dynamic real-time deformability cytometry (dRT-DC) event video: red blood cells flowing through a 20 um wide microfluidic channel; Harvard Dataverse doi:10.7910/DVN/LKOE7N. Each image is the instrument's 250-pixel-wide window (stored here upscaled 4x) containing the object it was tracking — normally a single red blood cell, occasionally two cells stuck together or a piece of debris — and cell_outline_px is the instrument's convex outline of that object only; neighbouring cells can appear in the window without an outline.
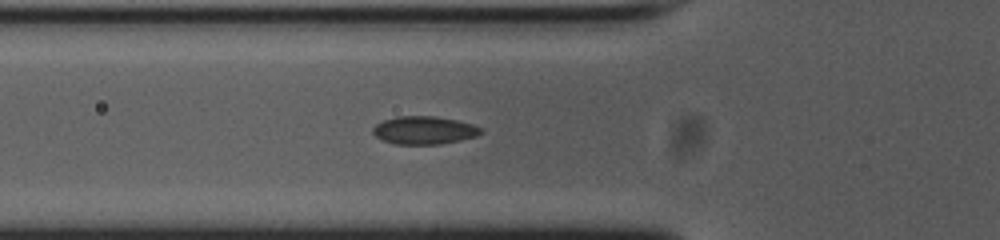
{"species": "common noctule bat (a hibernating species)", "species_latin": "Nyctalus noctula", "temperature_condition": "cold", "stored_images_in_passage": 36, "camera_frame_rate_fps": 3000, "um_per_image_px": 0.085, "animal": {"sex": "female", "body_mass_g": 23.0, "forearm_length_mm": 53.4}, "frame": {"image": 1, "passage_image": 2, "time_ms": 0.333, "image_size_px": [1000, 240], "cell_outline_px": [[484, 132], [476, 136], [460, 140], [440, 144], [396, 144], [384, 140], [376, 136], [372, 132], [372, 128], [376, 124], [384, 120], [396, 116], [432, 116], [456, 120], [472, 124], [484, 128]], "centroid_in_image_um": [36.07, 11.07], "position_along_channel_um": 89.7, "area_um2": 17.57}}
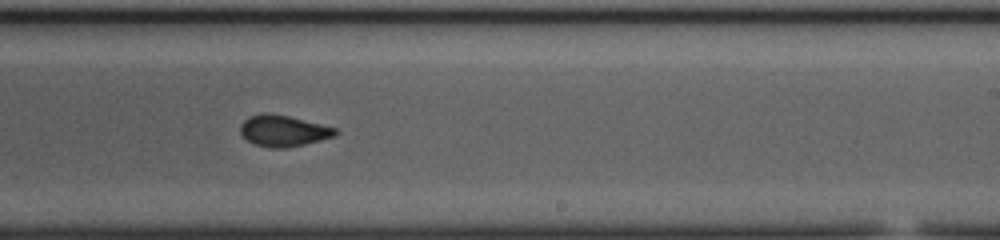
{"frame": {"image": 2, "passage_image": 16, "time_ms": 5.0, "image_size_px": [1000, 240], "cell_outline_px": [[340, 132], [336, 136], [288, 148], [272, 148], [256, 144], [248, 140], [240, 132], [240, 124], [248, 116], [264, 112], [272, 112], [336, 128]], "centroid_in_image_um": [24.08, 11.1], "position_along_channel_um": 264.9, "area_um2": 17.34}}
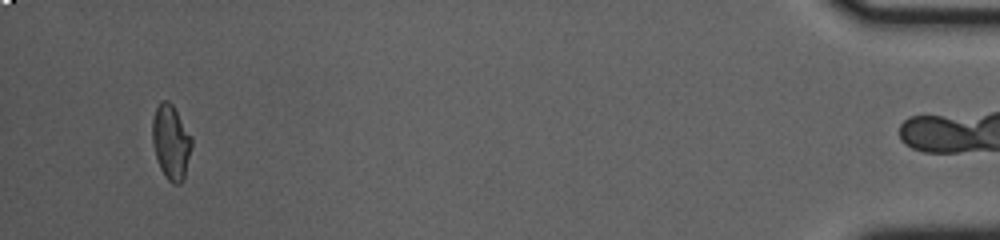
{"frame": {"image": 3, "passage_image": 35, "time_ms": 11.333, "image_size_px": [1000, 240], "cell_outline_px": [[192, 148], [184, 176], [180, 184], [172, 184], [168, 180], [160, 168], [152, 144], [152, 120], [156, 108], [160, 100], [168, 100], [172, 104], [192, 136]], "centroid_in_image_um": [14.53, 12.06], "position_along_channel_um": 420.7, "area_um2": 17.17}}